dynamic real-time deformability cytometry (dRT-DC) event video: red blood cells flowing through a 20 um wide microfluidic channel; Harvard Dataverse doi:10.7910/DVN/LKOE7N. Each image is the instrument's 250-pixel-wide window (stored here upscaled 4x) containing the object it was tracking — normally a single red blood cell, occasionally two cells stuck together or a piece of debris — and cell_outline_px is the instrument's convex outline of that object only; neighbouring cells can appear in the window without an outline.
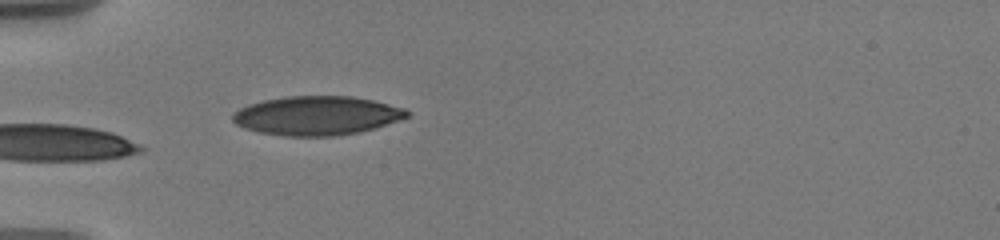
{"species": "human", "species_latin": "Homo sapiens", "temperature_condition": "warm", "stored_images_in_passage": 3, "camera_frame_rate_fps": 3000, "um_per_image_px": 0.085, "donor": {"sex": "male"}, "frame": {"image": 1, "passage_image": 1, "time_ms": 0.0, "image_size_px": [1000, 240], "cell_outline_px": [[408, 116], [376, 128], [360, 132], [332, 136], [284, 136], [260, 132], [244, 128], [236, 124], [232, 120], [232, 112], [248, 104], [264, 100], [288, 96], [352, 96], [372, 100], [404, 108], [408, 112]], "centroid_in_image_um": [26.89, 9.83], "position_along_channel_um": 58.1, "area_um2": 39.54}}
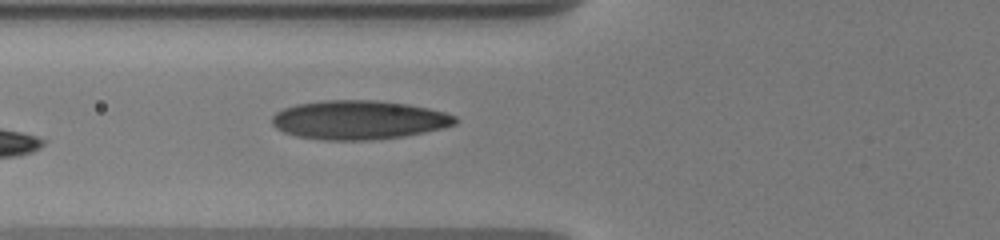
{"frame": {"image": 2, "passage_image": 3, "time_ms": 1.333, "image_size_px": [1000, 240], "cell_outline_px": [[456, 124], [444, 128], [404, 136], [368, 140], [328, 140], [296, 136], [284, 132], [276, 128], [272, 124], [272, 116], [276, 112], [284, 108], [296, 104], [324, 100], [376, 100], [408, 104], [428, 108], [444, 112], [456, 116]], "centroid_in_image_um": [30.49, 10.19], "position_along_channel_um": 95.3, "area_um2": 41.56}}